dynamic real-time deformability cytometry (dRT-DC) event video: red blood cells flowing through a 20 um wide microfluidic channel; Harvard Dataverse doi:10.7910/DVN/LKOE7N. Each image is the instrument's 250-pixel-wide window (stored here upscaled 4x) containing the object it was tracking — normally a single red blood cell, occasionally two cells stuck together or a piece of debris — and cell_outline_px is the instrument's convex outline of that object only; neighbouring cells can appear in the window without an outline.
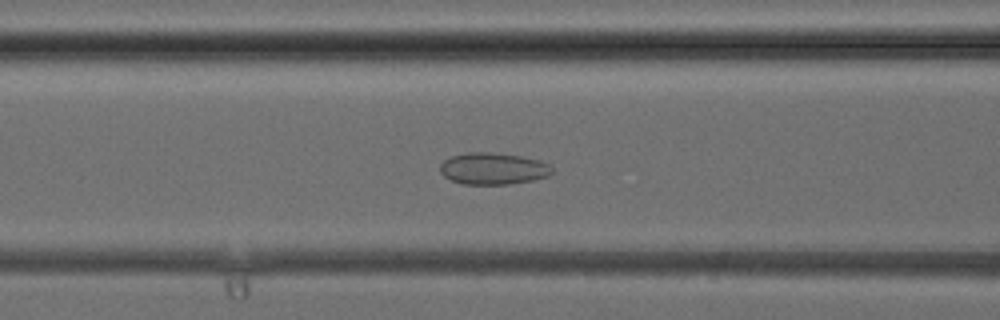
{"species": "common noctule bat (a hibernating species)", "species_latin": "Nyctalus noctula", "temperature_condition": "cold", "stored_images_in_passage": 39, "segment_of_instrument_passage": [1, 2], "camera_frame_rate_fps": 3000, "um_per_image_px": 0.085, "animal": {"sex": "female", "body_mass_g": 24.6, "forearm_length_mm": 56.2}, "frame": {"image": 1, "passage_image": 15, "time_ms": 4.667, "image_size_px": [1000, 320], "cell_outline_px": [[552, 172], [548, 176], [532, 180], [508, 184], [464, 184], [452, 180], [444, 176], [440, 172], [440, 164], [444, 160], [452, 156], [468, 152], [492, 152], [520, 156], [540, 160], [548, 164], [552, 168]], "centroid_in_image_um": [41.91, 14.32], "position_along_channel_um": 124.7, "area_um2": 20.63}}
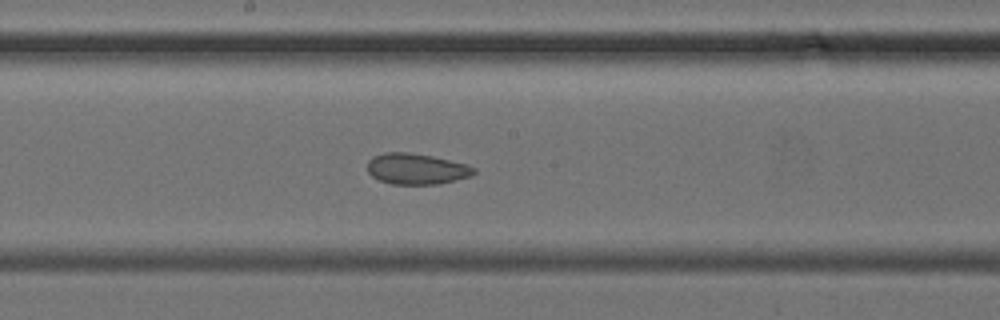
{"frame": {"image": 2, "passage_image": 20, "time_ms": 6.333, "image_size_px": [1000, 320], "cell_outline_px": [[476, 172], [472, 176], [440, 184], [392, 184], [380, 180], [372, 176], [368, 172], [368, 160], [372, 156], [384, 152], [408, 152], [432, 156], [468, 164], [476, 168]], "centroid_in_image_um": [35.42, 14.35], "position_along_channel_um": 212.8, "area_um2": 19.36}}
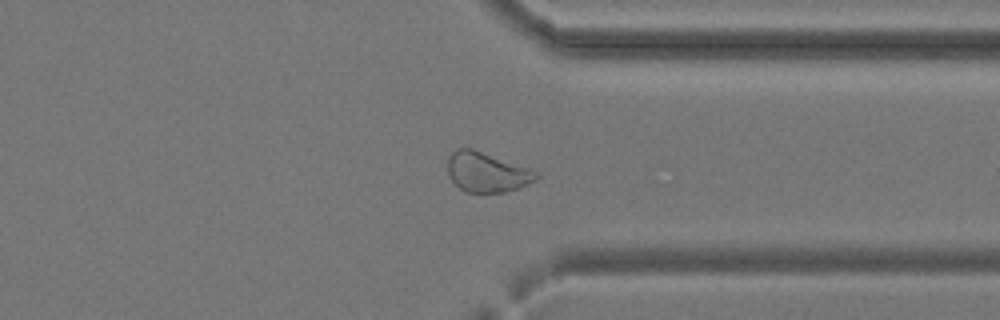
{"frame": {"image": 3, "passage_image": 29, "time_ms": 9.333, "image_size_px": [1000, 320], "cell_outline_px": [[540, 176], [536, 180], [516, 188], [504, 192], [464, 192], [452, 180], [448, 172], [448, 156], [456, 148], [472, 148], [540, 172]], "centroid_in_image_um": [41.38, 14.62], "position_along_channel_um": 370.0, "area_um2": 20.4}}